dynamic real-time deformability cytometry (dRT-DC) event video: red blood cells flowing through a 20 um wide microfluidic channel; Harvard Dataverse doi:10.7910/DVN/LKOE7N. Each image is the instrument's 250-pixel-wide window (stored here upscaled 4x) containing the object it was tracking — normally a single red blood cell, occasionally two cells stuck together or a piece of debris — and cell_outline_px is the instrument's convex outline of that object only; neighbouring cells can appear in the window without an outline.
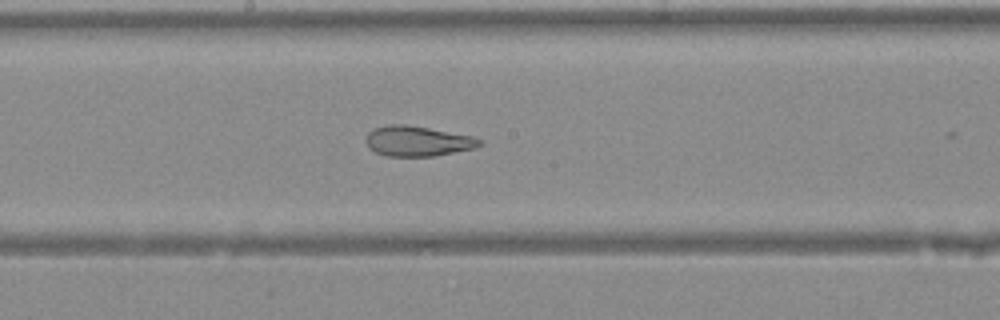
{"species": "Egyptian fruit bat (a non-hibernating species)", "species_latin": "Rousettus aegyptiacus", "temperature_condition": "warm", "stored_images_in_passage": 24, "camera_frame_rate_fps": 3000, "um_per_image_px": 0.085, "animal": {"sex": "female"}, "frame": {"image": 1, "passage_image": 20, "time_ms": 6.333, "image_size_px": [1000, 320], "cell_outline_px": [[484, 144], [476, 148], [432, 156], [384, 156], [368, 148], [364, 140], [368, 132], [376, 128], [388, 124], [404, 124], [428, 128], [472, 136], [484, 140]], "centroid_in_image_um": [35.49, 12.0], "position_along_channel_um": 212.7, "area_um2": 20.11}}
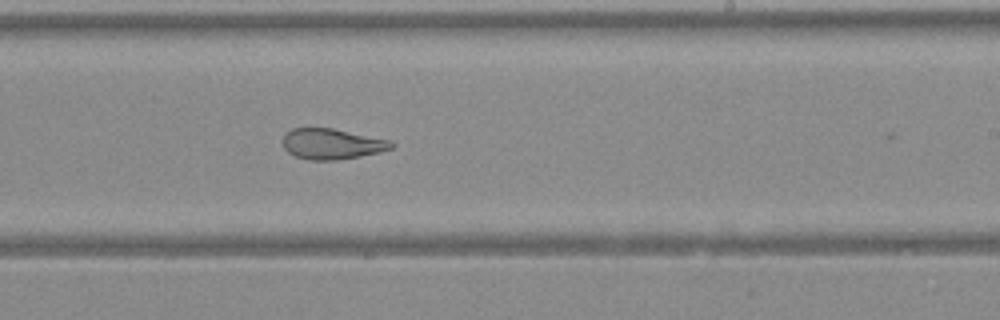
{"frame": {"image": 2, "passage_image": 23, "time_ms": 7.333, "image_size_px": [1000, 320], "cell_outline_px": [[396, 144], [392, 148], [380, 152], [360, 156], [336, 160], [308, 160], [296, 156], [288, 152], [284, 148], [284, 136], [292, 128], [332, 128], [392, 140]], "centroid_in_image_um": [28.26, 12.23], "position_along_channel_um": 260.7, "area_um2": 19.36}}